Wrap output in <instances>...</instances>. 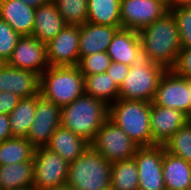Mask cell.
<instances>
[{
    "label": "cell",
    "mask_w": 191,
    "mask_h": 190,
    "mask_svg": "<svg viewBox=\"0 0 191 190\" xmlns=\"http://www.w3.org/2000/svg\"><path fill=\"white\" fill-rule=\"evenodd\" d=\"M107 54L113 62L133 65L143 58L139 32L120 28L108 46Z\"/></svg>",
    "instance_id": "cell-17"
},
{
    "label": "cell",
    "mask_w": 191,
    "mask_h": 190,
    "mask_svg": "<svg viewBox=\"0 0 191 190\" xmlns=\"http://www.w3.org/2000/svg\"><path fill=\"white\" fill-rule=\"evenodd\" d=\"M45 147L70 164L90 147V142L60 125Z\"/></svg>",
    "instance_id": "cell-21"
},
{
    "label": "cell",
    "mask_w": 191,
    "mask_h": 190,
    "mask_svg": "<svg viewBox=\"0 0 191 190\" xmlns=\"http://www.w3.org/2000/svg\"><path fill=\"white\" fill-rule=\"evenodd\" d=\"M11 137L12 132L9 123V115L0 114V143Z\"/></svg>",
    "instance_id": "cell-37"
},
{
    "label": "cell",
    "mask_w": 191,
    "mask_h": 190,
    "mask_svg": "<svg viewBox=\"0 0 191 190\" xmlns=\"http://www.w3.org/2000/svg\"><path fill=\"white\" fill-rule=\"evenodd\" d=\"M34 152L27 138L11 137L0 143V166L32 161Z\"/></svg>",
    "instance_id": "cell-27"
},
{
    "label": "cell",
    "mask_w": 191,
    "mask_h": 190,
    "mask_svg": "<svg viewBox=\"0 0 191 190\" xmlns=\"http://www.w3.org/2000/svg\"><path fill=\"white\" fill-rule=\"evenodd\" d=\"M14 190H36L34 187L22 188V189H14Z\"/></svg>",
    "instance_id": "cell-42"
},
{
    "label": "cell",
    "mask_w": 191,
    "mask_h": 190,
    "mask_svg": "<svg viewBox=\"0 0 191 190\" xmlns=\"http://www.w3.org/2000/svg\"><path fill=\"white\" fill-rule=\"evenodd\" d=\"M133 158L138 168V190H166L162 174L163 145L138 147Z\"/></svg>",
    "instance_id": "cell-9"
},
{
    "label": "cell",
    "mask_w": 191,
    "mask_h": 190,
    "mask_svg": "<svg viewBox=\"0 0 191 190\" xmlns=\"http://www.w3.org/2000/svg\"><path fill=\"white\" fill-rule=\"evenodd\" d=\"M111 62V58L107 54V51H105L82 57L77 66L83 75H90L106 73Z\"/></svg>",
    "instance_id": "cell-32"
},
{
    "label": "cell",
    "mask_w": 191,
    "mask_h": 190,
    "mask_svg": "<svg viewBox=\"0 0 191 190\" xmlns=\"http://www.w3.org/2000/svg\"><path fill=\"white\" fill-rule=\"evenodd\" d=\"M121 0H87V22L105 26L122 27Z\"/></svg>",
    "instance_id": "cell-24"
},
{
    "label": "cell",
    "mask_w": 191,
    "mask_h": 190,
    "mask_svg": "<svg viewBox=\"0 0 191 190\" xmlns=\"http://www.w3.org/2000/svg\"><path fill=\"white\" fill-rule=\"evenodd\" d=\"M36 8L21 0H0V19L20 36H31Z\"/></svg>",
    "instance_id": "cell-19"
},
{
    "label": "cell",
    "mask_w": 191,
    "mask_h": 190,
    "mask_svg": "<svg viewBox=\"0 0 191 190\" xmlns=\"http://www.w3.org/2000/svg\"><path fill=\"white\" fill-rule=\"evenodd\" d=\"M167 69L142 58L130 66L128 74L119 86V99L141 100L152 103L160 79Z\"/></svg>",
    "instance_id": "cell-6"
},
{
    "label": "cell",
    "mask_w": 191,
    "mask_h": 190,
    "mask_svg": "<svg viewBox=\"0 0 191 190\" xmlns=\"http://www.w3.org/2000/svg\"><path fill=\"white\" fill-rule=\"evenodd\" d=\"M129 68V65L112 61L106 73L112 80H115V84L119 87L128 74Z\"/></svg>",
    "instance_id": "cell-35"
},
{
    "label": "cell",
    "mask_w": 191,
    "mask_h": 190,
    "mask_svg": "<svg viewBox=\"0 0 191 190\" xmlns=\"http://www.w3.org/2000/svg\"><path fill=\"white\" fill-rule=\"evenodd\" d=\"M112 163L89 147L68 166L66 186L71 190H108Z\"/></svg>",
    "instance_id": "cell-5"
},
{
    "label": "cell",
    "mask_w": 191,
    "mask_h": 190,
    "mask_svg": "<svg viewBox=\"0 0 191 190\" xmlns=\"http://www.w3.org/2000/svg\"><path fill=\"white\" fill-rule=\"evenodd\" d=\"M67 25L82 26L87 22V0H52Z\"/></svg>",
    "instance_id": "cell-29"
},
{
    "label": "cell",
    "mask_w": 191,
    "mask_h": 190,
    "mask_svg": "<svg viewBox=\"0 0 191 190\" xmlns=\"http://www.w3.org/2000/svg\"><path fill=\"white\" fill-rule=\"evenodd\" d=\"M90 147L110 163L132 159L139 147L110 119H107L90 142Z\"/></svg>",
    "instance_id": "cell-7"
},
{
    "label": "cell",
    "mask_w": 191,
    "mask_h": 190,
    "mask_svg": "<svg viewBox=\"0 0 191 190\" xmlns=\"http://www.w3.org/2000/svg\"><path fill=\"white\" fill-rule=\"evenodd\" d=\"M172 70L180 76L191 78V48L181 49Z\"/></svg>",
    "instance_id": "cell-34"
},
{
    "label": "cell",
    "mask_w": 191,
    "mask_h": 190,
    "mask_svg": "<svg viewBox=\"0 0 191 190\" xmlns=\"http://www.w3.org/2000/svg\"><path fill=\"white\" fill-rule=\"evenodd\" d=\"M85 94L97 98L108 106L113 104L119 96V87L107 73L83 75Z\"/></svg>",
    "instance_id": "cell-25"
},
{
    "label": "cell",
    "mask_w": 191,
    "mask_h": 190,
    "mask_svg": "<svg viewBox=\"0 0 191 190\" xmlns=\"http://www.w3.org/2000/svg\"><path fill=\"white\" fill-rule=\"evenodd\" d=\"M169 10L181 6L191 5V0H165Z\"/></svg>",
    "instance_id": "cell-38"
},
{
    "label": "cell",
    "mask_w": 191,
    "mask_h": 190,
    "mask_svg": "<svg viewBox=\"0 0 191 190\" xmlns=\"http://www.w3.org/2000/svg\"><path fill=\"white\" fill-rule=\"evenodd\" d=\"M165 151L191 163V120L164 143Z\"/></svg>",
    "instance_id": "cell-30"
},
{
    "label": "cell",
    "mask_w": 191,
    "mask_h": 190,
    "mask_svg": "<svg viewBox=\"0 0 191 190\" xmlns=\"http://www.w3.org/2000/svg\"><path fill=\"white\" fill-rule=\"evenodd\" d=\"M66 25L55 3L49 0L46 4L39 6L35 10L32 36L40 42L47 44Z\"/></svg>",
    "instance_id": "cell-20"
},
{
    "label": "cell",
    "mask_w": 191,
    "mask_h": 190,
    "mask_svg": "<svg viewBox=\"0 0 191 190\" xmlns=\"http://www.w3.org/2000/svg\"><path fill=\"white\" fill-rule=\"evenodd\" d=\"M110 188L113 190H138V168L134 158L112 163Z\"/></svg>",
    "instance_id": "cell-28"
},
{
    "label": "cell",
    "mask_w": 191,
    "mask_h": 190,
    "mask_svg": "<svg viewBox=\"0 0 191 190\" xmlns=\"http://www.w3.org/2000/svg\"><path fill=\"white\" fill-rule=\"evenodd\" d=\"M6 65H7V61H5L4 59L0 57V70H2Z\"/></svg>",
    "instance_id": "cell-41"
},
{
    "label": "cell",
    "mask_w": 191,
    "mask_h": 190,
    "mask_svg": "<svg viewBox=\"0 0 191 190\" xmlns=\"http://www.w3.org/2000/svg\"><path fill=\"white\" fill-rule=\"evenodd\" d=\"M84 86L78 66H49L40 75V95L61 108L83 95Z\"/></svg>",
    "instance_id": "cell-4"
},
{
    "label": "cell",
    "mask_w": 191,
    "mask_h": 190,
    "mask_svg": "<svg viewBox=\"0 0 191 190\" xmlns=\"http://www.w3.org/2000/svg\"><path fill=\"white\" fill-rule=\"evenodd\" d=\"M188 190H191V181H190V184H189V188H188Z\"/></svg>",
    "instance_id": "cell-44"
},
{
    "label": "cell",
    "mask_w": 191,
    "mask_h": 190,
    "mask_svg": "<svg viewBox=\"0 0 191 190\" xmlns=\"http://www.w3.org/2000/svg\"><path fill=\"white\" fill-rule=\"evenodd\" d=\"M39 95L21 98L17 106L9 114L12 137L26 138L33 123L36 98Z\"/></svg>",
    "instance_id": "cell-26"
},
{
    "label": "cell",
    "mask_w": 191,
    "mask_h": 190,
    "mask_svg": "<svg viewBox=\"0 0 191 190\" xmlns=\"http://www.w3.org/2000/svg\"><path fill=\"white\" fill-rule=\"evenodd\" d=\"M80 26L66 25L47 45L49 66H77Z\"/></svg>",
    "instance_id": "cell-14"
},
{
    "label": "cell",
    "mask_w": 191,
    "mask_h": 190,
    "mask_svg": "<svg viewBox=\"0 0 191 190\" xmlns=\"http://www.w3.org/2000/svg\"><path fill=\"white\" fill-rule=\"evenodd\" d=\"M191 95L189 92L188 78L167 70L160 79L154 105L181 110L191 118Z\"/></svg>",
    "instance_id": "cell-10"
},
{
    "label": "cell",
    "mask_w": 191,
    "mask_h": 190,
    "mask_svg": "<svg viewBox=\"0 0 191 190\" xmlns=\"http://www.w3.org/2000/svg\"><path fill=\"white\" fill-rule=\"evenodd\" d=\"M32 161L0 166V190H14L33 186Z\"/></svg>",
    "instance_id": "cell-23"
},
{
    "label": "cell",
    "mask_w": 191,
    "mask_h": 190,
    "mask_svg": "<svg viewBox=\"0 0 191 190\" xmlns=\"http://www.w3.org/2000/svg\"><path fill=\"white\" fill-rule=\"evenodd\" d=\"M188 84H189V92L191 95V78H188ZM190 99H191V97H190Z\"/></svg>",
    "instance_id": "cell-43"
},
{
    "label": "cell",
    "mask_w": 191,
    "mask_h": 190,
    "mask_svg": "<svg viewBox=\"0 0 191 190\" xmlns=\"http://www.w3.org/2000/svg\"><path fill=\"white\" fill-rule=\"evenodd\" d=\"M162 168L166 189L188 190L191 181V163L170 154L164 148Z\"/></svg>",
    "instance_id": "cell-22"
},
{
    "label": "cell",
    "mask_w": 191,
    "mask_h": 190,
    "mask_svg": "<svg viewBox=\"0 0 191 190\" xmlns=\"http://www.w3.org/2000/svg\"><path fill=\"white\" fill-rule=\"evenodd\" d=\"M33 186L36 190L66 185L69 163L46 147L35 148Z\"/></svg>",
    "instance_id": "cell-8"
},
{
    "label": "cell",
    "mask_w": 191,
    "mask_h": 190,
    "mask_svg": "<svg viewBox=\"0 0 191 190\" xmlns=\"http://www.w3.org/2000/svg\"><path fill=\"white\" fill-rule=\"evenodd\" d=\"M151 103L141 100L117 99L109 105L110 119L139 147L153 146L150 128Z\"/></svg>",
    "instance_id": "cell-3"
},
{
    "label": "cell",
    "mask_w": 191,
    "mask_h": 190,
    "mask_svg": "<svg viewBox=\"0 0 191 190\" xmlns=\"http://www.w3.org/2000/svg\"><path fill=\"white\" fill-rule=\"evenodd\" d=\"M21 36L0 19V57L8 61Z\"/></svg>",
    "instance_id": "cell-33"
},
{
    "label": "cell",
    "mask_w": 191,
    "mask_h": 190,
    "mask_svg": "<svg viewBox=\"0 0 191 190\" xmlns=\"http://www.w3.org/2000/svg\"><path fill=\"white\" fill-rule=\"evenodd\" d=\"M122 27L105 26L86 22L80 26L79 58L105 52L116 31Z\"/></svg>",
    "instance_id": "cell-18"
},
{
    "label": "cell",
    "mask_w": 191,
    "mask_h": 190,
    "mask_svg": "<svg viewBox=\"0 0 191 190\" xmlns=\"http://www.w3.org/2000/svg\"><path fill=\"white\" fill-rule=\"evenodd\" d=\"M41 190H71V189L69 187H67L66 185H64V186H60V187L41 189Z\"/></svg>",
    "instance_id": "cell-40"
},
{
    "label": "cell",
    "mask_w": 191,
    "mask_h": 190,
    "mask_svg": "<svg viewBox=\"0 0 191 190\" xmlns=\"http://www.w3.org/2000/svg\"><path fill=\"white\" fill-rule=\"evenodd\" d=\"M7 64L41 75L48 67L47 45L31 36H21Z\"/></svg>",
    "instance_id": "cell-13"
},
{
    "label": "cell",
    "mask_w": 191,
    "mask_h": 190,
    "mask_svg": "<svg viewBox=\"0 0 191 190\" xmlns=\"http://www.w3.org/2000/svg\"><path fill=\"white\" fill-rule=\"evenodd\" d=\"M169 9L165 0H121L122 28L141 31L163 17Z\"/></svg>",
    "instance_id": "cell-11"
},
{
    "label": "cell",
    "mask_w": 191,
    "mask_h": 190,
    "mask_svg": "<svg viewBox=\"0 0 191 190\" xmlns=\"http://www.w3.org/2000/svg\"><path fill=\"white\" fill-rule=\"evenodd\" d=\"M20 99L19 96L11 92H0V114L9 115Z\"/></svg>",
    "instance_id": "cell-36"
},
{
    "label": "cell",
    "mask_w": 191,
    "mask_h": 190,
    "mask_svg": "<svg viewBox=\"0 0 191 190\" xmlns=\"http://www.w3.org/2000/svg\"><path fill=\"white\" fill-rule=\"evenodd\" d=\"M169 11L176 20L181 49L191 48V5L176 7Z\"/></svg>",
    "instance_id": "cell-31"
},
{
    "label": "cell",
    "mask_w": 191,
    "mask_h": 190,
    "mask_svg": "<svg viewBox=\"0 0 191 190\" xmlns=\"http://www.w3.org/2000/svg\"><path fill=\"white\" fill-rule=\"evenodd\" d=\"M61 107L39 95L36 98V108L33 123L26 138L35 147H45L52 134L60 126Z\"/></svg>",
    "instance_id": "cell-12"
},
{
    "label": "cell",
    "mask_w": 191,
    "mask_h": 190,
    "mask_svg": "<svg viewBox=\"0 0 191 190\" xmlns=\"http://www.w3.org/2000/svg\"><path fill=\"white\" fill-rule=\"evenodd\" d=\"M191 118L181 110L151 103L150 128L153 145H164Z\"/></svg>",
    "instance_id": "cell-15"
},
{
    "label": "cell",
    "mask_w": 191,
    "mask_h": 190,
    "mask_svg": "<svg viewBox=\"0 0 191 190\" xmlns=\"http://www.w3.org/2000/svg\"><path fill=\"white\" fill-rule=\"evenodd\" d=\"M108 115L106 103L84 93L61 108L60 125L91 142Z\"/></svg>",
    "instance_id": "cell-2"
},
{
    "label": "cell",
    "mask_w": 191,
    "mask_h": 190,
    "mask_svg": "<svg viewBox=\"0 0 191 190\" xmlns=\"http://www.w3.org/2000/svg\"><path fill=\"white\" fill-rule=\"evenodd\" d=\"M23 1L25 4L34 7V8H38L41 5L46 4L49 0H21Z\"/></svg>",
    "instance_id": "cell-39"
},
{
    "label": "cell",
    "mask_w": 191,
    "mask_h": 190,
    "mask_svg": "<svg viewBox=\"0 0 191 190\" xmlns=\"http://www.w3.org/2000/svg\"><path fill=\"white\" fill-rule=\"evenodd\" d=\"M139 37L143 58L167 70L174 67L181 43L176 20L170 11L139 31Z\"/></svg>",
    "instance_id": "cell-1"
},
{
    "label": "cell",
    "mask_w": 191,
    "mask_h": 190,
    "mask_svg": "<svg viewBox=\"0 0 191 190\" xmlns=\"http://www.w3.org/2000/svg\"><path fill=\"white\" fill-rule=\"evenodd\" d=\"M0 92H11L20 98L40 95V75L7 64L0 70Z\"/></svg>",
    "instance_id": "cell-16"
}]
</instances>
